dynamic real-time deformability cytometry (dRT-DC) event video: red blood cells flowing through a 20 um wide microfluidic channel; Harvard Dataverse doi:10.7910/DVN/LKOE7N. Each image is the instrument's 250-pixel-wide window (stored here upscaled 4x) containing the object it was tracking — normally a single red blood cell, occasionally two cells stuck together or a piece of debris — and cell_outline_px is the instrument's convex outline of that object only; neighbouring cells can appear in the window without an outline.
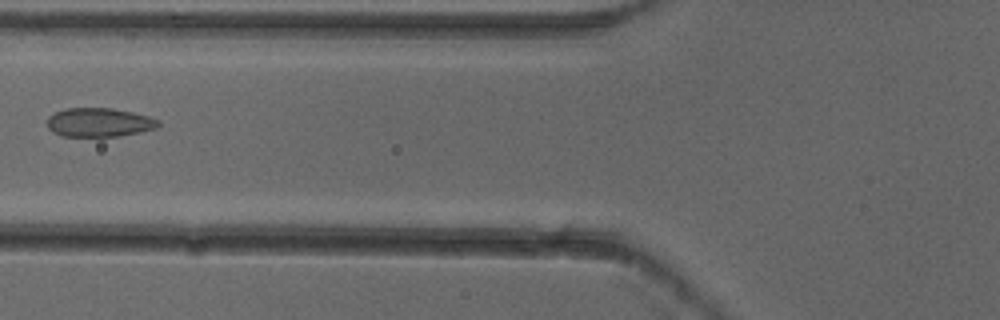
{"species": "common noctule bat (a hibernating species)", "species_latin": "Nyctalus noctula", "temperature_condition": "cold", "stored_images_in_passage": 7, "camera_frame_rate_fps": 3000, "um_per_image_px": 0.085, "animal": {"sex": "female"}, "frame": {"image": 1, "passage_image": 6, "time_ms": 1.667, "image_size_px": [1000, 320], "cell_outline_px": [[160, 124], [156, 128], [140, 132], [120, 136], [60, 136], [52, 132], [48, 128], [48, 116], [64, 108], [112, 108], [132, 112], [148, 116], [160, 120]], "centroid_in_image_um": [8.42, 10.4], "position_along_channel_um": 117.4, "area_um2": 18.79}}
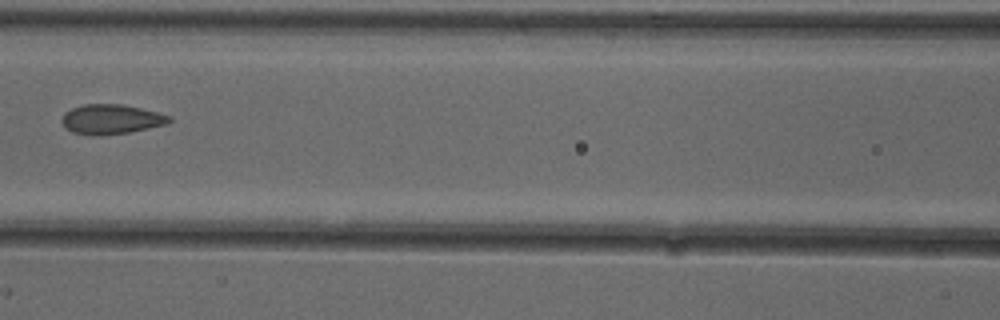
{"frame": {"image": 2, "passage_image": 7, "time_ms": 2.0, "image_size_px": [1000, 320], "cell_outline_px": [[172, 120], [168, 124], [128, 132], [96, 136], [72, 132], [64, 128], [60, 120], [64, 112], [72, 108], [84, 104], [120, 104], [140, 108], [172, 116]], "centroid_in_image_um": [9.42, 10.14], "position_along_channel_um": 157.2, "area_um2": 18.67}}